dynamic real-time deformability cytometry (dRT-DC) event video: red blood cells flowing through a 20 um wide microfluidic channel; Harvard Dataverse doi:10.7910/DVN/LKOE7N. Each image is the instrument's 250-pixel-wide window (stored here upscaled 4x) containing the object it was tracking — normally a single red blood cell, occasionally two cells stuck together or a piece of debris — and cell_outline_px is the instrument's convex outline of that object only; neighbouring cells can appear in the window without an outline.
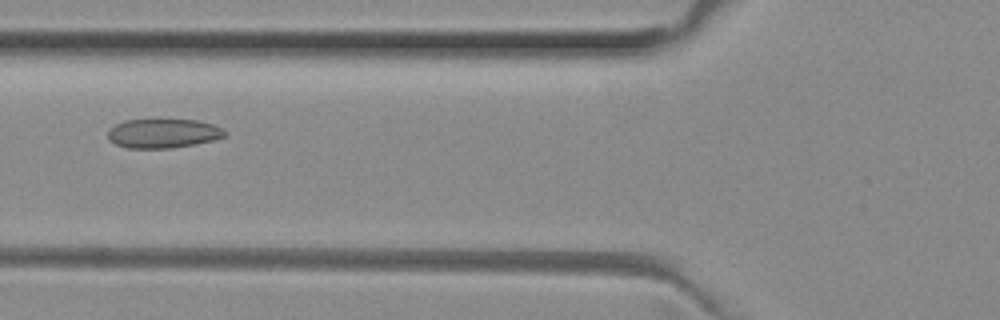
{"species": "common noctule bat (a hibernating species)", "species_latin": "Nyctalus noctula", "temperature_condition": "room temperature", "stored_images_in_passage": 35, "camera_frame_rate_fps": 3000, "um_per_image_px": 0.085, "animal": {"sex": "female", "body_mass_g": 29.2, "forearm_length_mm": 56.3}, "frame": {"image": 1, "passage_image": 8, "time_ms": 2.333, "image_size_px": [1000, 320], "cell_outline_px": [[228, 132], [224, 136], [212, 140], [196, 144], [172, 148], [128, 148], [116, 144], [108, 140], [108, 132], [116, 124], [124, 120], [160, 116], [196, 120], [212, 124], [224, 128]], "centroid_in_image_um": [13.87, 11.28], "position_along_channel_um": 111.9, "area_um2": 20.87}}
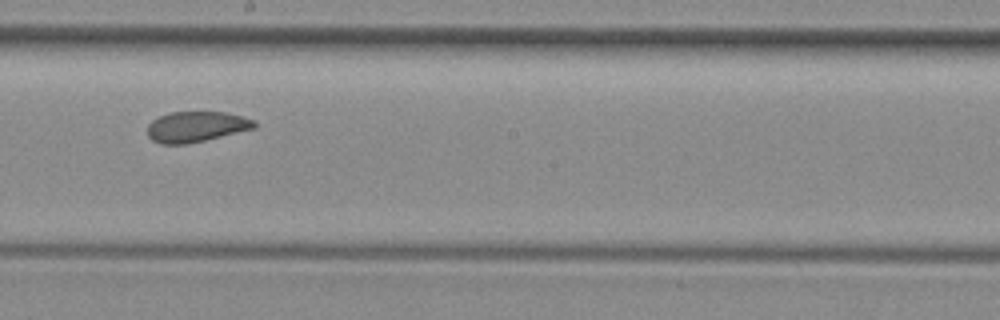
{"frame": {"image": 2, "passage_image": 17, "time_ms": 5.333, "image_size_px": [1000, 320], "cell_outline_px": [[256, 128], [188, 144], [160, 144], [152, 140], [148, 136], [148, 124], [152, 120], [168, 112], [228, 112], [256, 120]], "centroid_in_image_um": [16.69, 10.77], "position_along_channel_um": 231.5, "area_um2": 19.19}}
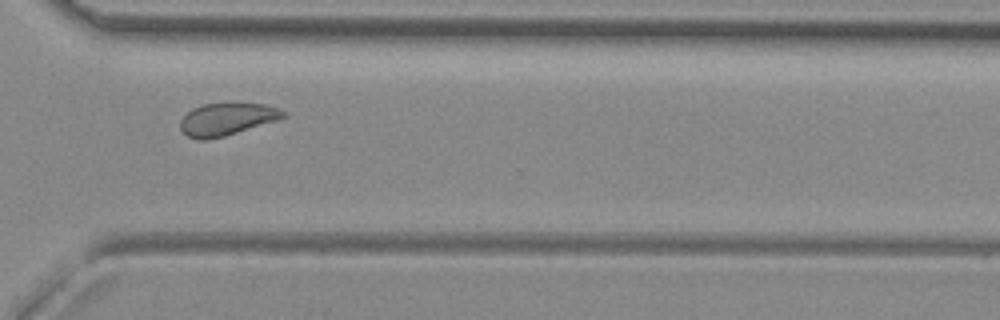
{"frame": {"image": 3, "passage_image": 26, "time_ms": 8.333, "image_size_px": [1000, 320], "cell_outline_px": [[288, 116], [276, 120], [224, 136], [208, 140], [196, 140], [188, 136], [180, 128], [180, 120], [192, 108], [204, 104], [264, 104], [276, 108], [284, 112]], "centroid_in_image_um": [19.23, 10.15], "position_along_channel_um": 351.4, "area_um2": 19.02}, "authors_computed_cell_mechanics": {"area_um2": 19.941, "velocity_mm_per_s": 3.991, "shape_relaxation_time_tau1_ms": 10.7501, "shape_relaxation_time_tau2_ms": 2.0032, "deformation_change_tau1": 0.1492, "deformation_change_tau2": 0.0743}}